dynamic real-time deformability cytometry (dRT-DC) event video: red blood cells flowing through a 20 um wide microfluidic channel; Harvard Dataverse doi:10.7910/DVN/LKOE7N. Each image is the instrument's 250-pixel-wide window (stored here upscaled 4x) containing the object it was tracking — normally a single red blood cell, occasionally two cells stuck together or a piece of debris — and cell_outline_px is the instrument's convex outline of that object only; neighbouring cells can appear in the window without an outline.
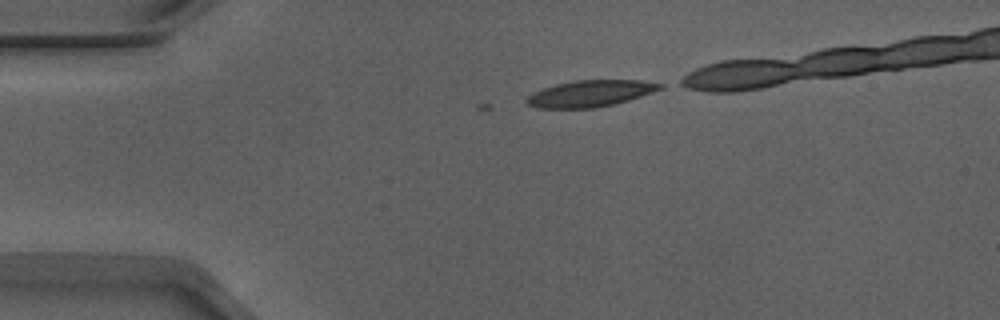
{"species": "Egyptian fruit bat (a non-hibernating species)", "species_latin": "Rousettus aegyptiacus", "temperature_condition": "warm", "stored_images_in_passage": 2, "camera_frame_rate_fps": 3000, "um_per_image_px": 0.085, "animal": {"sex": "male"}, "frame": {"image": 1, "passage_image": 2, "time_ms": 0.333, "image_size_px": [1000, 320], "cell_outline_px": [[664, 88], [628, 100], [596, 108], [536, 108], [528, 104], [524, 100], [532, 92], [556, 84], [572, 80], [640, 80], [664, 84]], "centroid_in_image_um": [50.15, 7.94], "position_along_channel_um": 34.8, "area_um2": 20.58}}